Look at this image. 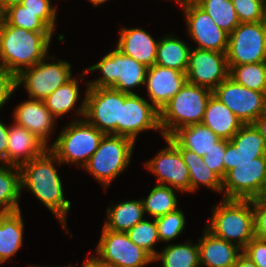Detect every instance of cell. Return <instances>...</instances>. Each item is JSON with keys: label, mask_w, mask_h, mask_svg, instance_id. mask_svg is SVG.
<instances>
[{"label": "cell", "mask_w": 266, "mask_h": 267, "mask_svg": "<svg viewBox=\"0 0 266 267\" xmlns=\"http://www.w3.org/2000/svg\"><path fill=\"white\" fill-rule=\"evenodd\" d=\"M254 211L255 237L266 240V195L251 199Z\"/></svg>", "instance_id": "43"}, {"label": "cell", "mask_w": 266, "mask_h": 267, "mask_svg": "<svg viewBox=\"0 0 266 267\" xmlns=\"http://www.w3.org/2000/svg\"><path fill=\"white\" fill-rule=\"evenodd\" d=\"M9 126L0 121V162L7 164Z\"/></svg>", "instance_id": "46"}, {"label": "cell", "mask_w": 266, "mask_h": 267, "mask_svg": "<svg viewBox=\"0 0 266 267\" xmlns=\"http://www.w3.org/2000/svg\"><path fill=\"white\" fill-rule=\"evenodd\" d=\"M260 135L266 139V113L260 115L253 123Z\"/></svg>", "instance_id": "47"}, {"label": "cell", "mask_w": 266, "mask_h": 267, "mask_svg": "<svg viewBox=\"0 0 266 267\" xmlns=\"http://www.w3.org/2000/svg\"><path fill=\"white\" fill-rule=\"evenodd\" d=\"M243 254L257 267H266V240L254 237L243 249Z\"/></svg>", "instance_id": "44"}, {"label": "cell", "mask_w": 266, "mask_h": 267, "mask_svg": "<svg viewBox=\"0 0 266 267\" xmlns=\"http://www.w3.org/2000/svg\"><path fill=\"white\" fill-rule=\"evenodd\" d=\"M55 164L59 167L63 163L47 149L41 156L21 165L19 167L21 194L23 189H29L31 194L55 215L66 233L72 237L66 222L72 205L64 197L63 182Z\"/></svg>", "instance_id": "1"}, {"label": "cell", "mask_w": 266, "mask_h": 267, "mask_svg": "<svg viewBox=\"0 0 266 267\" xmlns=\"http://www.w3.org/2000/svg\"><path fill=\"white\" fill-rule=\"evenodd\" d=\"M202 124L220 139L230 140L243 126L236 115L213 94L206 105Z\"/></svg>", "instance_id": "24"}, {"label": "cell", "mask_w": 266, "mask_h": 267, "mask_svg": "<svg viewBox=\"0 0 266 267\" xmlns=\"http://www.w3.org/2000/svg\"><path fill=\"white\" fill-rule=\"evenodd\" d=\"M180 151L183 161L189 169L190 193L198 190L200 185L214 192L222 193V179L203 161V157L181 147L171 136L167 137Z\"/></svg>", "instance_id": "25"}, {"label": "cell", "mask_w": 266, "mask_h": 267, "mask_svg": "<svg viewBox=\"0 0 266 267\" xmlns=\"http://www.w3.org/2000/svg\"><path fill=\"white\" fill-rule=\"evenodd\" d=\"M21 210L0 215V264L9 260L23 244L24 221Z\"/></svg>", "instance_id": "26"}, {"label": "cell", "mask_w": 266, "mask_h": 267, "mask_svg": "<svg viewBox=\"0 0 266 267\" xmlns=\"http://www.w3.org/2000/svg\"><path fill=\"white\" fill-rule=\"evenodd\" d=\"M176 192L179 190L156 183L148 196L142 199L145 214L157 218L176 210L178 208Z\"/></svg>", "instance_id": "32"}, {"label": "cell", "mask_w": 266, "mask_h": 267, "mask_svg": "<svg viewBox=\"0 0 266 267\" xmlns=\"http://www.w3.org/2000/svg\"><path fill=\"white\" fill-rule=\"evenodd\" d=\"M167 147L155 157L144 162V166L156 175L157 184L167 185L180 192L190 193L189 169L182 159L179 149L167 138Z\"/></svg>", "instance_id": "16"}, {"label": "cell", "mask_w": 266, "mask_h": 267, "mask_svg": "<svg viewBox=\"0 0 266 267\" xmlns=\"http://www.w3.org/2000/svg\"><path fill=\"white\" fill-rule=\"evenodd\" d=\"M5 22H6V19H5V9L0 4V37H1L2 29L4 27Z\"/></svg>", "instance_id": "51"}, {"label": "cell", "mask_w": 266, "mask_h": 267, "mask_svg": "<svg viewBox=\"0 0 266 267\" xmlns=\"http://www.w3.org/2000/svg\"><path fill=\"white\" fill-rule=\"evenodd\" d=\"M230 141L241 152L266 153V139L253 124L243 125Z\"/></svg>", "instance_id": "38"}, {"label": "cell", "mask_w": 266, "mask_h": 267, "mask_svg": "<svg viewBox=\"0 0 266 267\" xmlns=\"http://www.w3.org/2000/svg\"><path fill=\"white\" fill-rule=\"evenodd\" d=\"M251 199H224L212 207L207 227L214 236L244 249L255 237Z\"/></svg>", "instance_id": "3"}, {"label": "cell", "mask_w": 266, "mask_h": 267, "mask_svg": "<svg viewBox=\"0 0 266 267\" xmlns=\"http://www.w3.org/2000/svg\"><path fill=\"white\" fill-rule=\"evenodd\" d=\"M266 156V153L241 152L230 140H227L223 158L224 177L226 173L237 166L238 163L254 162L255 158Z\"/></svg>", "instance_id": "41"}, {"label": "cell", "mask_w": 266, "mask_h": 267, "mask_svg": "<svg viewBox=\"0 0 266 267\" xmlns=\"http://www.w3.org/2000/svg\"><path fill=\"white\" fill-rule=\"evenodd\" d=\"M186 240L180 244L166 245L161 252L153 258V261L162 263L160 267H200L198 244Z\"/></svg>", "instance_id": "31"}, {"label": "cell", "mask_w": 266, "mask_h": 267, "mask_svg": "<svg viewBox=\"0 0 266 267\" xmlns=\"http://www.w3.org/2000/svg\"><path fill=\"white\" fill-rule=\"evenodd\" d=\"M85 259L83 266L81 267H109L108 265L100 262L94 255Z\"/></svg>", "instance_id": "49"}, {"label": "cell", "mask_w": 266, "mask_h": 267, "mask_svg": "<svg viewBox=\"0 0 266 267\" xmlns=\"http://www.w3.org/2000/svg\"><path fill=\"white\" fill-rule=\"evenodd\" d=\"M135 143L126 136L105 134L83 169L107 189L129 166Z\"/></svg>", "instance_id": "7"}, {"label": "cell", "mask_w": 266, "mask_h": 267, "mask_svg": "<svg viewBox=\"0 0 266 267\" xmlns=\"http://www.w3.org/2000/svg\"><path fill=\"white\" fill-rule=\"evenodd\" d=\"M70 121L48 149L63 164H74L83 168L98 149L105 134L85 119Z\"/></svg>", "instance_id": "6"}, {"label": "cell", "mask_w": 266, "mask_h": 267, "mask_svg": "<svg viewBox=\"0 0 266 267\" xmlns=\"http://www.w3.org/2000/svg\"><path fill=\"white\" fill-rule=\"evenodd\" d=\"M6 24L33 32H53L40 18L23 6L14 5L5 10Z\"/></svg>", "instance_id": "35"}, {"label": "cell", "mask_w": 266, "mask_h": 267, "mask_svg": "<svg viewBox=\"0 0 266 267\" xmlns=\"http://www.w3.org/2000/svg\"><path fill=\"white\" fill-rule=\"evenodd\" d=\"M16 90V76L0 67V111Z\"/></svg>", "instance_id": "45"}, {"label": "cell", "mask_w": 266, "mask_h": 267, "mask_svg": "<svg viewBox=\"0 0 266 267\" xmlns=\"http://www.w3.org/2000/svg\"><path fill=\"white\" fill-rule=\"evenodd\" d=\"M191 47L173 34L159 39L157 44L156 65L186 73Z\"/></svg>", "instance_id": "27"}, {"label": "cell", "mask_w": 266, "mask_h": 267, "mask_svg": "<svg viewBox=\"0 0 266 267\" xmlns=\"http://www.w3.org/2000/svg\"><path fill=\"white\" fill-rule=\"evenodd\" d=\"M160 242H168L180 236L186 225L185 214L182 209L169 212L166 215L155 218Z\"/></svg>", "instance_id": "37"}, {"label": "cell", "mask_w": 266, "mask_h": 267, "mask_svg": "<svg viewBox=\"0 0 266 267\" xmlns=\"http://www.w3.org/2000/svg\"><path fill=\"white\" fill-rule=\"evenodd\" d=\"M86 83L84 119L104 134L117 135L124 92L112 88L88 87Z\"/></svg>", "instance_id": "10"}, {"label": "cell", "mask_w": 266, "mask_h": 267, "mask_svg": "<svg viewBox=\"0 0 266 267\" xmlns=\"http://www.w3.org/2000/svg\"><path fill=\"white\" fill-rule=\"evenodd\" d=\"M158 42L159 40H155L142 28H125L124 26L119 32L116 48L149 68L155 64Z\"/></svg>", "instance_id": "21"}, {"label": "cell", "mask_w": 266, "mask_h": 267, "mask_svg": "<svg viewBox=\"0 0 266 267\" xmlns=\"http://www.w3.org/2000/svg\"><path fill=\"white\" fill-rule=\"evenodd\" d=\"M234 267H257L255 263L250 260L243 253L238 257L237 262Z\"/></svg>", "instance_id": "48"}, {"label": "cell", "mask_w": 266, "mask_h": 267, "mask_svg": "<svg viewBox=\"0 0 266 267\" xmlns=\"http://www.w3.org/2000/svg\"><path fill=\"white\" fill-rule=\"evenodd\" d=\"M95 253L94 256L109 267H145L154 262L148 252L130 240L127 232L104 227Z\"/></svg>", "instance_id": "9"}, {"label": "cell", "mask_w": 266, "mask_h": 267, "mask_svg": "<svg viewBox=\"0 0 266 267\" xmlns=\"http://www.w3.org/2000/svg\"><path fill=\"white\" fill-rule=\"evenodd\" d=\"M107 207L104 228L116 232H127L145 219L142 199L126 200Z\"/></svg>", "instance_id": "28"}, {"label": "cell", "mask_w": 266, "mask_h": 267, "mask_svg": "<svg viewBox=\"0 0 266 267\" xmlns=\"http://www.w3.org/2000/svg\"><path fill=\"white\" fill-rule=\"evenodd\" d=\"M77 80L78 78L73 76L69 81L61 87H58L53 93L44 99L46 107L55 118H63L65 114L67 115L70 111L74 110L76 113L73 114L76 115L77 119L74 117L73 120L84 119L86 92L83 97L84 99L81 104H79L80 107L76 108V110L74 109L80 98L79 83Z\"/></svg>", "instance_id": "23"}, {"label": "cell", "mask_w": 266, "mask_h": 267, "mask_svg": "<svg viewBox=\"0 0 266 267\" xmlns=\"http://www.w3.org/2000/svg\"><path fill=\"white\" fill-rule=\"evenodd\" d=\"M197 4L228 34L240 24L231 0H198Z\"/></svg>", "instance_id": "33"}, {"label": "cell", "mask_w": 266, "mask_h": 267, "mask_svg": "<svg viewBox=\"0 0 266 267\" xmlns=\"http://www.w3.org/2000/svg\"><path fill=\"white\" fill-rule=\"evenodd\" d=\"M89 1H90V3H92L95 7H98V6H100V4L102 5V4L106 3V2L109 1V0H89Z\"/></svg>", "instance_id": "53"}, {"label": "cell", "mask_w": 266, "mask_h": 267, "mask_svg": "<svg viewBox=\"0 0 266 267\" xmlns=\"http://www.w3.org/2000/svg\"><path fill=\"white\" fill-rule=\"evenodd\" d=\"M171 137L183 148L203 157L221 139L207 126L193 124L177 129Z\"/></svg>", "instance_id": "29"}, {"label": "cell", "mask_w": 266, "mask_h": 267, "mask_svg": "<svg viewBox=\"0 0 266 267\" xmlns=\"http://www.w3.org/2000/svg\"><path fill=\"white\" fill-rule=\"evenodd\" d=\"M47 59L54 60V62L47 61L46 63ZM55 59L54 55H48L34 66L23 70L16 76L17 89L23 85L29 98L44 100L58 87L69 81L73 76L72 65L66 60L55 61Z\"/></svg>", "instance_id": "8"}, {"label": "cell", "mask_w": 266, "mask_h": 267, "mask_svg": "<svg viewBox=\"0 0 266 267\" xmlns=\"http://www.w3.org/2000/svg\"><path fill=\"white\" fill-rule=\"evenodd\" d=\"M263 29H264V38H265V46H266V18L263 21Z\"/></svg>", "instance_id": "54"}, {"label": "cell", "mask_w": 266, "mask_h": 267, "mask_svg": "<svg viewBox=\"0 0 266 267\" xmlns=\"http://www.w3.org/2000/svg\"><path fill=\"white\" fill-rule=\"evenodd\" d=\"M182 10L188 37L196 43L195 48L227 53L229 34L219 28L197 3Z\"/></svg>", "instance_id": "17"}, {"label": "cell", "mask_w": 266, "mask_h": 267, "mask_svg": "<svg viewBox=\"0 0 266 267\" xmlns=\"http://www.w3.org/2000/svg\"><path fill=\"white\" fill-rule=\"evenodd\" d=\"M147 100L137 93L124 92L120 122H117V135L129 137L137 142L141 132L157 130L161 133L159 111Z\"/></svg>", "instance_id": "14"}, {"label": "cell", "mask_w": 266, "mask_h": 267, "mask_svg": "<svg viewBox=\"0 0 266 267\" xmlns=\"http://www.w3.org/2000/svg\"><path fill=\"white\" fill-rule=\"evenodd\" d=\"M224 199H252L266 195V156L238 163L222 180Z\"/></svg>", "instance_id": "11"}, {"label": "cell", "mask_w": 266, "mask_h": 267, "mask_svg": "<svg viewBox=\"0 0 266 267\" xmlns=\"http://www.w3.org/2000/svg\"><path fill=\"white\" fill-rule=\"evenodd\" d=\"M147 69L145 65L126 56L116 47L105 54L98 63L82 71L87 73L100 71L101 77L88 81V87L112 88L128 94H135V88L145 84Z\"/></svg>", "instance_id": "4"}, {"label": "cell", "mask_w": 266, "mask_h": 267, "mask_svg": "<svg viewBox=\"0 0 266 267\" xmlns=\"http://www.w3.org/2000/svg\"><path fill=\"white\" fill-rule=\"evenodd\" d=\"M127 234L133 243L143 248L153 258L159 252L154 249L155 245L160 242L155 218H153L152 221H149L146 218L138 222L130 230L127 231Z\"/></svg>", "instance_id": "36"}, {"label": "cell", "mask_w": 266, "mask_h": 267, "mask_svg": "<svg viewBox=\"0 0 266 267\" xmlns=\"http://www.w3.org/2000/svg\"><path fill=\"white\" fill-rule=\"evenodd\" d=\"M227 53L191 48L187 82L214 90L229 77Z\"/></svg>", "instance_id": "15"}, {"label": "cell", "mask_w": 266, "mask_h": 267, "mask_svg": "<svg viewBox=\"0 0 266 267\" xmlns=\"http://www.w3.org/2000/svg\"><path fill=\"white\" fill-rule=\"evenodd\" d=\"M175 1L182 7V9L190 5H193L195 3H198V0H175Z\"/></svg>", "instance_id": "52"}, {"label": "cell", "mask_w": 266, "mask_h": 267, "mask_svg": "<svg viewBox=\"0 0 266 267\" xmlns=\"http://www.w3.org/2000/svg\"><path fill=\"white\" fill-rule=\"evenodd\" d=\"M24 0H0V4L4 7L6 10L8 7L14 6V5H19L23 2Z\"/></svg>", "instance_id": "50"}, {"label": "cell", "mask_w": 266, "mask_h": 267, "mask_svg": "<svg viewBox=\"0 0 266 267\" xmlns=\"http://www.w3.org/2000/svg\"><path fill=\"white\" fill-rule=\"evenodd\" d=\"M227 140L221 139L215 147L203 156V161L207 167L215 172L222 180L224 179L223 158L226 150Z\"/></svg>", "instance_id": "42"}, {"label": "cell", "mask_w": 266, "mask_h": 267, "mask_svg": "<svg viewBox=\"0 0 266 267\" xmlns=\"http://www.w3.org/2000/svg\"><path fill=\"white\" fill-rule=\"evenodd\" d=\"M212 92L243 125L253 124L260 115L266 113V92L246 88L230 77L222 81Z\"/></svg>", "instance_id": "12"}, {"label": "cell", "mask_w": 266, "mask_h": 267, "mask_svg": "<svg viewBox=\"0 0 266 267\" xmlns=\"http://www.w3.org/2000/svg\"><path fill=\"white\" fill-rule=\"evenodd\" d=\"M228 66L266 62L263 22L240 23L230 34Z\"/></svg>", "instance_id": "13"}, {"label": "cell", "mask_w": 266, "mask_h": 267, "mask_svg": "<svg viewBox=\"0 0 266 267\" xmlns=\"http://www.w3.org/2000/svg\"><path fill=\"white\" fill-rule=\"evenodd\" d=\"M186 82V73L154 64L147 69L144 87L150 103L160 112Z\"/></svg>", "instance_id": "18"}, {"label": "cell", "mask_w": 266, "mask_h": 267, "mask_svg": "<svg viewBox=\"0 0 266 267\" xmlns=\"http://www.w3.org/2000/svg\"><path fill=\"white\" fill-rule=\"evenodd\" d=\"M48 147L25 127L17 124L9 125L7 164L21 165L41 156Z\"/></svg>", "instance_id": "22"}, {"label": "cell", "mask_w": 266, "mask_h": 267, "mask_svg": "<svg viewBox=\"0 0 266 267\" xmlns=\"http://www.w3.org/2000/svg\"><path fill=\"white\" fill-rule=\"evenodd\" d=\"M203 234L197 243L200 267H234L243 249L214 236L206 228Z\"/></svg>", "instance_id": "20"}, {"label": "cell", "mask_w": 266, "mask_h": 267, "mask_svg": "<svg viewBox=\"0 0 266 267\" xmlns=\"http://www.w3.org/2000/svg\"><path fill=\"white\" fill-rule=\"evenodd\" d=\"M212 90L188 82L173 96L159 112V125L163 138L171 136L177 129L200 124Z\"/></svg>", "instance_id": "5"}, {"label": "cell", "mask_w": 266, "mask_h": 267, "mask_svg": "<svg viewBox=\"0 0 266 267\" xmlns=\"http://www.w3.org/2000/svg\"><path fill=\"white\" fill-rule=\"evenodd\" d=\"M20 5L32 13H39V18L55 33L58 14L52 0H24Z\"/></svg>", "instance_id": "40"}, {"label": "cell", "mask_w": 266, "mask_h": 267, "mask_svg": "<svg viewBox=\"0 0 266 267\" xmlns=\"http://www.w3.org/2000/svg\"><path fill=\"white\" fill-rule=\"evenodd\" d=\"M240 23L263 22L266 0H231Z\"/></svg>", "instance_id": "39"}, {"label": "cell", "mask_w": 266, "mask_h": 267, "mask_svg": "<svg viewBox=\"0 0 266 267\" xmlns=\"http://www.w3.org/2000/svg\"><path fill=\"white\" fill-rule=\"evenodd\" d=\"M229 77L236 83L259 92H266V62L229 66Z\"/></svg>", "instance_id": "34"}, {"label": "cell", "mask_w": 266, "mask_h": 267, "mask_svg": "<svg viewBox=\"0 0 266 267\" xmlns=\"http://www.w3.org/2000/svg\"><path fill=\"white\" fill-rule=\"evenodd\" d=\"M54 32H33L4 24L0 37V67L18 76L46 58Z\"/></svg>", "instance_id": "2"}, {"label": "cell", "mask_w": 266, "mask_h": 267, "mask_svg": "<svg viewBox=\"0 0 266 267\" xmlns=\"http://www.w3.org/2000/svg\"><path fill=\"white\" fill-rule=\"evenodd\" d=\"M21 197L20 169L0 163V210L14 212L21 210L19 199Z\"/></svg>", "instance_id": "30"}, {"label": "cell", "mask_w": 266, "mask_h": 267, "mask_svg": "<svg viewBox=\"0 0 266 267\" xmlns=\"http://www.w3.org/2000/svg\"><path fill=\"white\" fill-rule=\"evenodd\" d=\"M29 267H50V266L30 265ZM51 267H54V266H51ZM59 267H61V266H59ZM62 267H69V266H62ZM70 267H73V266H70Z\"/></svg>", "instance_id": "55"}, {"label": "cell", "mask_w": 266, "mask_h": 267, "mask_svg": "<svg viewBox=\"0 0 266 267\" xmlns=\"http://www.w3.org/2000/svg\"><path fill=\"white\" fill-rule=\"evenodd\" d=\"M29 99L15 107L13 111L14 123L25 127L49 148L47 143L51 139L49 136L56 129L54 127L57 118L48 110L44 100Z\"/></svg>", "instance_id": "19"}]
</instances>
